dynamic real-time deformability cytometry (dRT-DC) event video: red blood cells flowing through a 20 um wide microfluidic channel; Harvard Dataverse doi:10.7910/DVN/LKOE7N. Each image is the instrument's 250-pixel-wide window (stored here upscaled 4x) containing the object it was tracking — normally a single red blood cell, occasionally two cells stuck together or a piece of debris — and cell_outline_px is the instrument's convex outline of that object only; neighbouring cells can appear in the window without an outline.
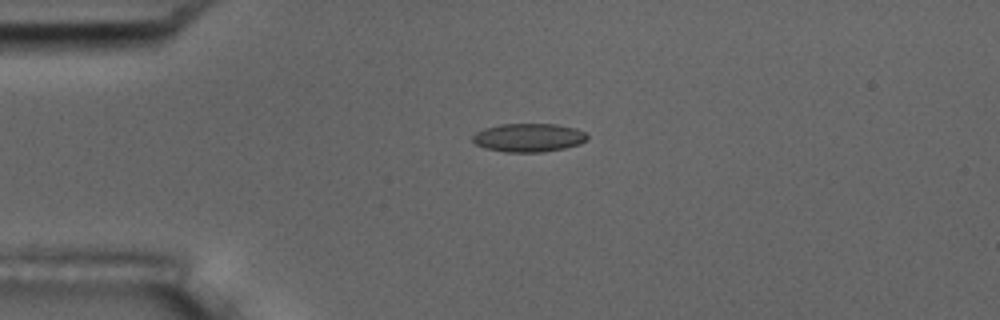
{"species": "common noctule bat (a hibernating species)", "species_latin": "Nyctalus noctula", "temperature_condition": "room temperature", "stored_images_in_passage": 5, "camera_frame_rate_fps": 3000, "um_per_image_px": 0.085, "animal": {"sex": "male", "body_mass_g": 17.5, "forearm_length_mm": 52.3}, "frame": {"image": 1, "passage_image": 3, "time_ms": 2.333, "image_size_px": [1000, 320], "cell_outline_px": [[588, 140], [580, 144], [564, 148], [544, 152], [504, 152], [484, 148], [476, 144], [472, 140], [472, 136], [476, 132], [484, 128], [500, 124], [556, 124], [576, 128], [584, 132], [588, 136]], "centroid_in_image_um": [44.94, 11.7], "position_along_channel_um": 40.1, "area_um2": 19.19}}